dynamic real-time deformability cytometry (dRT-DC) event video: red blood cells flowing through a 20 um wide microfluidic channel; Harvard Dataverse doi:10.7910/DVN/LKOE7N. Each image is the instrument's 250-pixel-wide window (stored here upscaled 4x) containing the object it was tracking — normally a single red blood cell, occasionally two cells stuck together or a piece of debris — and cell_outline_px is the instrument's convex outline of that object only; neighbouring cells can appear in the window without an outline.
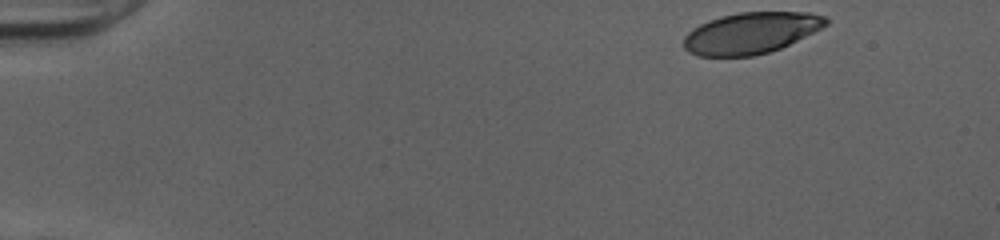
{"species": "human", "species_latin": "Homo sapiens", "temperature_condition": "cold", "stored_images_in_passage": 46, "camera_frame_rate_fps": 3000, "um_per_image_px": 0.085, "donor": {"sex": "female"}, "frame": {"image": 1, "passage_image": 1, "time_ms": 0.0, "image_size_px": [1000, 240], "cell_outline_px": [[828, 24], [780, 48], [768, 52], [752, 56], [696, 56], [688, 52], [684, 48], [684, 36], [692, 28], [708, 20], [720, 16], [740, 12], [808, 12], [828, 16]], "centroid_in_image_um": [63.79, 2.8], "position_along_channel_um": 21.2, "area_um2": 34.16}}
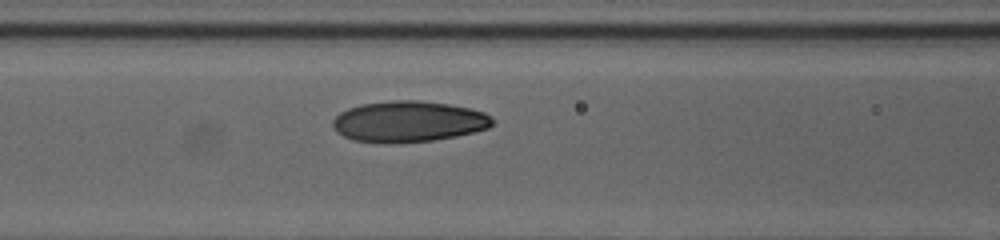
{"frame": {"image": 2, "passage_image": 18, "time_ms": 5.667, "image_size_px": [1000, 240], "cell_outline_px": [[492, 124], [488, 128], [456, 136], [432, 140], [352, 140], [336, 132], [332, 124], [332, 120], [340, 112], [348, 108], [360, 104], [396, 100], [416, 100], [448, 104], [472, 108], [484, 112], [492, 116]], "centroid_in_image_um": [34.74, 10.28], "position_along_channel_um": 131.9, "area_um2": 37.11}}
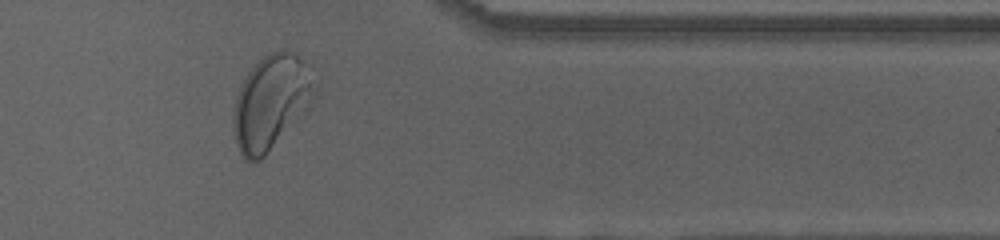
{"frame": {"image": 3, "passage_image": 38, "time_ms": 12.333, "image_size_px": [1000, 240], "cell_outline_px": [[320, 84], [316, 96], [264, 156], [256, 164], [244, 160], [236, 144], [232, 132], [232, 116], [236, 96], [240, 84], [248, 72], [268, 52], [280, 48], [292, 52], [304, 60], [312, 68], [320, 80]], "centroid_in_image_um": [23.06, 8.64], "position_along_channel_um": 388.3, "area_um2": 45.37}, "authors_computed_cell_mechanics": {"area_um2": 37.1076, "velocity_mm_per_s": 3.9997, "shape_relaxation_time_tau1_ms": 3.4564, "shape_relaxation_time_tau2_ms": 1.0656, "deformation_change_tau1": 0.1602, "deformation_change_tau2": 0.0501}}